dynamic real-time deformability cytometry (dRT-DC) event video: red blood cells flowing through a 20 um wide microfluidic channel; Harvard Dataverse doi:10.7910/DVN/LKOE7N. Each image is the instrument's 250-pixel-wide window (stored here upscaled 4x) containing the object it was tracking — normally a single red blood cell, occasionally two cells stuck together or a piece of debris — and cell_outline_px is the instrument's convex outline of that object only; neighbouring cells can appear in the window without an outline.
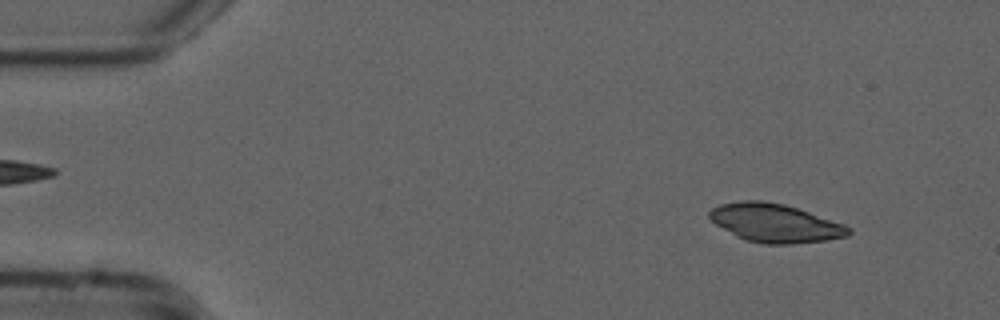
{"species": "common noctule bat (a hibernating species)", "species_latin": "Nyctalus noctula", "temperature_condition": "cold", "stored_images_in_passage": 53, "camera_frame_rate_fps": 3000, "um_per_image_px": 0.085, "animal": {"sex": "male", "forearm_length_mm": 52.5}, "frame": {"image": 1, "passage_image": 5, "time_ms": 1.333, "image_size_px": [1000, 320], "cell_outline_px": [[852, 232], [848, 236], [828, 240], [792, 244], [764, 244], [744, 240], [736, 236], [716, 224], [708, 216], [708, 212], [712, 208], [720, 204], [740, 200], [760, 200], [784, 204], [844, 224], [852, 228]], "centroid_in_image_um": [65.88, 18.96], "position_along_channel_um": 19.1, "area_um2": 31.21}}